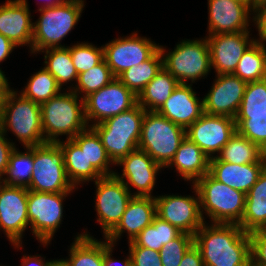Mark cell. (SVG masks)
Listing matches in <instances>:
<instances>
[{
  "mask_svg": "<svg viewBox=\"0 0 266 266\" xmlns=\"http://www.w3.org/2000/svg\"><path fill=\"white\" fill-rule=\"evenodd\" d=\"M133 266H163L159 251L141 246H129Z\"/></svg>",
  "mask_w": 266,
  "mask_h": 266,
  "instance_id": "7bdbcfd3",
  "label": "cell"
},
{
  "mask_svg": "<svg viewBox=\"0 0 266 266\" xmlns=\"http://www.w3.org/2000/svg\"><path fill=\"white\" fill-rule=\"evenodd\" d=\"M238 225L247 233L266 230V168L246 194L244 213Z\"/></svg>",
  "mask_w": 266,
  "mask_h": 266,
  "instance_id": "484cf974",
  "label": "cell"
},
{
  "mask_svg": "<svg viewBox=\"0 0 266 266\" xmlns=\"http://www.w3.org/2000/svg\"><path fill=\"white\" fill-rule=\"evenodd\" d=\"M9 87L8 80L0 69V102L6 98L8 92L11 90Z\"/></svg>",
  "mask_w": 266,
  "mask_h": 266,
  "instance_id": "816d5d0a",
  "label": "cell"
},
{
  "mask_svg": "<svg viewBox=\"0 0 266 266\" xmlns=\"http://www.w3.org/2000/svg\"><path fill=\"white\" fill-rule=\"evenodd\" d=\"M73 140L79 147H85L88 165H93L103 176L114 175L115 172L109 169L110 163H113L109 159L99 135L92 127H87Z\"/></svg>",
  "mask_w": 266,
  "mask_h": 266,
  "instance_id": "d6a6232c",
  "label": "cell"
},
{
  "mask_svg": "<svg viewBox=\"0 0 266 266\" xmlns=\"http://www.w3.org/2000/svg\"><path fill=\"white\" fill-rule=\"evenodd\" d=\"M179 266H204L201 252L195 244L187 250Z\"/></svg>",
  "mask_w": 266,
  "mask_h": 266,
  "instance_id": "7dc6e473",
  "label": "cell"
},
{
  "mask_svg": "<svg viewBox=\"0 0 266 266\" xmlns=\"http://www.w3.org/2000/svg\"><path fill=\"white\" fill-rule=\"evenodd\" d=\"M241 80L253 82L266 77V47L264 43L255 41L239 60L233 73Z\"/></svg>",
  "mask_w": 266,
  "mask_h": 266,
  "instance_id": "836d02e7",
  "label": "cell"
},
{
  "mask_svg": "<svg viewBox=\"0 0 266 266\" xmlns=\"http://www.w3.org/2000/svg\"><path fill=\"white\" fill-rule=\"evenodd\" d=\"M198 192L200 209L212 223L239 224L245 208L246 194L214 179L209 173L193 184Z\"/></svg>",
  "mask_w": 266,
  "mask_h": 266,
  "instance_id": "8992f818",
  "label": "cell"
},
{
  "mask_svg": "<svg viewBox=\"0 0 266 266\" xmlns=\"http://www.w3.org/2000/svg\"><path fill=\"white\" fill-rule=\"evenodd\" d=\"M41 256H26L24 255L21 263V266H49L51 261L44 262Z\"/></svg>",
  "mask_w": 266,
  "mask_h": 266,
  "instance_id": "f907efd6",
  "label": "cell"
},
{
  "mask_svg": "<svg viewBox=\"0 0 266 266\" xmlns=\"http://www.w3.org/2000/svg\"><path fill=\"white\" fill-rule=\"evenodd\" d=\"M163 56V67L179 81L187 84V80L195 82L207 76L211 67L210 50L207 39L183 40L176 45L172 52L164 53L165 49L159 46ZM166 54V55H165Z\"/></svg>",
  "mask_w": 266,
  "mask_h": 266,
  "instance_id": "9c48e42d",
  "label": "cell"
},
{
  "mask_svg": "<svg viewBox=\"0 0 266 266\" xmlns=\"http://www.w3.org/2000/svg\"><path fill=\"white\" fill-rule=\"evenodd\" d=\"M236 1L245 4L250 10H252V0H236Z\"/></svg>",
  "mask_w": 266,
  "mask_h": 266,
  "instance_id": "11a10c76",
  "label": "cell"
},
{
  "mask_svg": "<svg viewBox=\"0 0 266 266\" xmlns=\"http://www.w3.org/2000/svg\"><path fill=\"white\" fill-rule=\"evenodd\" d=\"M157 112L186 130L204 114L203 99L196 97L192 84H179Z\"/></svg>",
  "mask_w": 266,
  "mask_h": 266,
  "instance_id": "44dd1931",
  "label": "cell"
},
{
  "mask_svg": "<svg viewBox=\"0 0 266 266\" xmlns=\"http://www.w3.org/2000/svg\"><path fill=\"white\" fill-rule=\"evenodd\" d=\"M94 182L97 188V222L101 224L106 237L120 222L133 195L115 175L103 176Z\"/></svg>",
  "mask_w": 266,
  "mask_h": 266,
  "instance_id": "7c38bea8",
  "label": "cell"
},
{
  "mask_svg": "<svg viewBox=\"0 0 266 266\" xmlns=\"http://www.w3.org/2000/svg\"><path fill=\"white\" fill-rule=\"evenodd\" d=\"M33 163L30 191L49 193H71L76 189L70 182L64 153L58 143L46 142L33 146Z\"/></svg>",
  "mask_w": 266,
  "mask_h": 266,
  "instance_id": "ba28073f",
  "label": "cell"
},
{
  "mask_svg": "<svg viewBox=\"0 0 266 266\" xmlns=\"http://www.w3.org/2000/svg\"><path fill=\"white\" fill-rule=\"evenodd\" d=\"M193 244L194 236L185 232L164 244L159 251L162 265L179 266L185 253Z\"/></svg>",
  "mask_w": 266,
  "mask_h": 266,
  "instance_id": "b9f144b4",
  "label": "cell"
},
{
  "mask_svg": "<svg viewBox=\"0 0 266 266\" xmlns=\"http://www.w3.org/2000/svg\"><path fill=\"white\" fill-rule=\"evenodd\" d=\"M163 68V56L158 49L148 60L125 70L117 78L136 96Z\"/></svg>",
  "mask_w": 266,
  "mask_h": 266,
  "instance_id": "4dcf8cb0",
  "label": "cell"
},
{
  "mask_svg": "<svg viewBox=\"0 0 266 266\" xmlns=\"http://www.w3.org/2000/svg\"><path fill=\"white\" fill-rule=\"evenodd\" d=\"M1 178H3V177H0V186L3 184V181H1L3 179H1Z\"/></svg>",
  "mask_w": 266,
  "mask_h": 266,
  "instance_id": "6f0895ef",
  "label": "cell"
},
{
  "mask_svg": "<svg viewBox=\"0 0 266 266\" xmlns=\"http://www.w3.org/2000/svg\"><path fill=\"white\" fill-rule=\"evenodd\" d=\"M69 193L35 192L28 190V219L32 233L43 245L50 243L60 226L63 200Z\"/></svg>",
  "mask_w": 266,
  "mask_h": 266,
  "instance_id": "30bf717a",
  "label": "cell"
},
{
  "mask_svg": "<svg viewBox=\"0 0 266 266\" xmlns=\"http://www.w3.org/2000/svg\"><path fill=\"white\" fill-rule=\"evenodd\" d=\"M209 160L208 156L194 142L185 137L166 168L174 165L185 180H193L194 184L209 173Z\"/></svg>",
  "mask_w": 266,
  "mask_h": 266,
  "instance_id": "d4e9b609",
  "label": "cell"
},
{
  "mask_svg": "<svg viewBox=\"0 0 266 266\" xmlns=\"http://www.w3.org/2000/svg\"><path fill=\"white\" fill-rule=\"evenodd\" d=\"M4 136L5 134L0 130V177L6 173L9 156L15 148L14 143L9 142Z\"/></svg>",
  "mask_w": 266,
  "mask_h": 266,
  "instance_id": "f6af8a7d",
  "label": "cell"
},
{
  "mask_svg": "<svg viewBox=\"0 0 266 266\" xmlns=\"http://www.w3.org/2000/svg\"><path fill=\"white\" fill-rule=\"evenodd\" d=\"M70 54L78 74L90 70L104 60L103 46L97 48L83 42L70 47Z\"/></svg>",
  "mask_w": 266,
  "mask_h": 266,
  "instance_id": "60d3db41",
  "label": "cell"
},
{
  "mask_svg": "<svg viewBox=\"0 0 266 266\" xmlns=\"http://www.w3.org/2000/svg\"><path fill=\"white\" fill-rule=\"evenodd\" d=\"M15 47L17 45L0 33V62L4 61Z\"/></svg>",
  "mask_w": 266,
  "mask_h": 266,
  "instance_id": "681fc988",
  "label": "cell"
},
{
  "mask_svg": "<svg viewBox=\"0 0 266 266\" xmlns=\"http://www.w3.org/2000/svg\"><path fill=\"white\" fill-rule=\"evenodd\" d=\"M57 143L63 150L66 173L74 187L81 182L96 181L103 177L93 165H88L85 147H79L73 139Z\"/></svg>",
  "mask_w": 266,
  "mask_h": 266,
  "instance_id": "4316f807",
  "label": "cell"
},
{
  "mask_svg": "<svg viewBox=\"0 0 266 266\" xmlns=\"http://www.w3.org/2000/svg\"><path fill=\"white\" fill-rule=\"evenodd\" d=\"M266 163L232 164L221 160H209V174L217 181L247 194L257 182Z\"/></svg>",
  "mask_w": 266,
  "mask_h": 266,
  "instance_id": "cb8c5ba5",
  "label": "cell"
},
{
  "mask_svg": "<svg viewBox=\"0 0 266 266\" xmlns=\"http://www.w3.org/2000/svg\"><path fill=\"white\" fill-rule=\"evenodd\" d=\"M117 165L123 166V174L119 176L115 172L114 175L123 181L129 191V184L138 190L133 193V196L152 197L151 191L155 186L156 175L163 168L161 165L156 163L144 150L139 148L122 158ZM124 178L126 179L124 180Z\"/></svg>",
  "mask_w": 266,
  "mask_h": 266,
  "instance_id": "d6986e66",
  "label": "cell"
},
{
  "mask_svg": "<svg viewBox=\"0 0 266 266\" xmlns=\"http://www.w3.org/2000/svg\"><path fill=\"white\" fill-rule=\"evenodd\" d=\"M185 137L186 130L181 126L157 111H145L138 148L166 167Z\"/></svg>",
  "mask_w": 266,
  "mask_h": 266,
  "instance_id": "52a82bcc",
  "label": "cell"
},
{
  "mask_svg": "<svg viewBox=\"0 0 266 266\" xmlns=\"http://www.w3.org/2000/svg\"><path fill=\"white\" fill-rule=\"evenodd\" d=\"M83 100L87 125L89 121H92L91 119L94 120V124H99L115 115L130 110L137 104V96L117 77Z\"/></svg>",
  "mask_w": 266,
  "mask_h": 266,
  "instance_id": "8fae6325",
  "label": "cell"
},
{
  "mask_svg": "<svg viewBox=\"0 0 266 266\" xmlns=\"http://www.w3.org/2000/svg\"><path fill=\"white\" fill-rule=\"evenodd\" d=\"M59 93L50 100L40 104L41 124L45 143H57V137L68 135L67 139H73L88 125L84 114V100L73 92Z\"/></svg>",
  "mask_w": 266,
  "mask_h": 266,
  "instance_id": "3957f363",
  "label": "cell"
},
{
  "mask_svg": "<svg viewBox=\"0 0 266 266\" xmlns=\"http://www.w3.org/2000/svg\"><path fill=\"white\" fill-rule=\"evenodd\" d=\"M236 132L266 153V113L236 115Z\"/></svg>",
  "mask_w": 266,
  "mask_h": 266,
  "instance_id": "f35d334b",
  "label": "cell"
},
{
  "mask_svg": "<svg viewBox=\"0 0 266 266\" xmlns=\"http://www.w3.org/2000/svg\"><path fill=\"white\" fill-rule=\"evenodd\" d=\"M8 129L25 148L45 143L40 104L10 90L0 104V130L6 134Z\"/></svg>",
  "mask_w": 266,
  "mask_h": 266,
  "instance_id": "5b68a950",
  "label": "cell"
},
{
  "mask_svg": "<svg viewBox=\"0 0 266 266\" xmlns=\"http://www.w3.org/2000/svg\"><path fill=\"white\" fill-rule=\"evenodd\" d=\"M253 12L255 14L253 21H255L260 37L259 41H256L263 43L266 41V3L256 6Z\"/></svg>",
  "mask_w": 266,
  "mask_h": 266,
  "instance_id": "bcb514c9",
  "label": "cell"
},
{
  "mask_svg": "<svg viewBox=\"0 0 266 266\" xmlns=\"http://www.w3.org/2000/svg\"><path fill=\"white\" fill-rule=\"evenodd\" d=\"M74 241L70 258L66 259L69 266H104L105 241H97L86 232L76 236Z\"/></svg>",
  "mask_w": 266,
  "mask_h": 266,
  "instance_id": "f546056e",
  "label": "cell"
},
{
  "mask_svg": "<svg viewBox=\"0 0 266 266\" xmlns=\"http://www.w3.org/2000/svg\"><path fill=\"white\" fill-rule=\"evenodd\" d=\"M49 266H69L66 260H52Z\"/></svg>",
  "mask_w": 266,
  "mask_h": 266,
  "instance_id": "f5cc1de1",
  "label": "cell"
},
{
  "mask_svg": "<svg viewBox=\"0 0 266 266\" xmlns=\"http://www.w3.org/2000/svg\"><path fill=\"white\" fill-rule=\"evenodd\" d=\"M114 245L109 243L107 240H105V252L103 253V262L104 266H133L132 259L129 253V256L126 258V260L120 262L119 260L113 259L112 256V248ZM121 263V264H120ZM120 264V265H118Z\"/></svg>",
  "mask_w": 266,
  "mask_h": 266,
  "instance_id": "c3c4849f",
  "label": "cell"
},
{
  "mask_svg": "<svg viewBox=\"0 0 266 266\" xmlns=\"http://www.w3.org/2000/svg\"><path fill=\"white\" fill-rule=\"evenodd\" d=\"M181 233L177 227L155 216L152 223L128 243L129 246H141L160 251L164 244L177 238Z\"/></svg>",
  "mask_w": 266,
  "mask_h": 266,
  "instance_id": "1f68e13d",
  "label": "cell"
},
{
  "mask_svg": "<svg viewBox=\"0 0 266 266\" xmlns=\"http://www.w3.org/2000/svg\"><path fill=\"white\" fill-rule=\"evenodd\" d=\"M155 216L156 203L154 197L133 196L120 222L104 239L114 245V242L121 238V234L127 231L129 235L128 242L133 241L144 228L152 223Z\"/></svg>",
  "mask_w": 266,
  "mask_h": 266,
  "instance_id": "603a6c76",
  "label": "cell"
},
{
  "mask_svg": "<svg viewBox=\"0 0 266 266\" xmlns=\"http://www.w3.org/2000/svg\"><path fill=\"white\" fill-rule=\"evenodd\" d=\"M145 111L137 103L130 110L115 115L102 123L88 125L99 135L106 153L114 165L138 148Z\"/></svg>",
  "mask_w": 266,
  "mask_h": 266,
  "instance_id": "277c9868",
  "label": "cell"
},
{
  "mask_svg": "<svg viewBox=\"0 0 266 266\" xmlns=\"http://www.w3.org/2000/svg\"><path fill=\"white\" fill-rule=\"evenodd\" d=\"M235 133L234 118L206 113L186 129V137L194 142L209 159L214 157L215 152L219 153Z\"/></svg>",
  "mask_w": 266,
  "mask_h": 266,
  "instance_id": "2e32d148",
  "label": "cell"
},
{
  "mask_svg": "<svg viewBox=\"0 0 266 266\" xmlns=\"http://www.w3.org/2000/svg\"><path fill=\"white\" fill-rule=\"evenodd\" d=\"M209 35L248 31L249 13L245 4L236 0H208Z\"/></svg>",
  "mask_w": 266,
  "mask_h": 266,
  "instance_id": "ffe728a7",
  "label": "cell"
},
{
  "mask_svg": "<svg viewBox=\"0 0 266 266\" xmlns=\"http://www.w3.org/2000/svg\"><path fill=\"white\" fill-rule=\"evenodd\" d=\"M158 49L159 44L146 37H139L135 32L131 36L116 38L105 44L104 60L113 76L118 77L125 70L148 60Z\"/></svg>",
  "mask_w": 266,
  "mask_h": 266,
  "instance_id": "9a60e30c",
  "label": "cell"
},
{
  "mask_svg": "<svg viewBox=\"0 0 266 266\" xmlns=\"http://www.w3.org/2000/svg\"><path fill=\"white\" fill-rule=\"evenodd\" d=\"M251 240V261L258 266H266V230L249 233Z\"/></svg>",
  "mask_w": 266,
  "mask_h": 266,
  "instance_id": "ee69618b",
  "label": "cell"
},
{
  "mask_svg": "<svg viewBox=\"0 0 266 266\" xmlns=\"http://www.w3.org/2000/svg\"><path fill=\"white\" fill-rule=\"evenodd\" d=\"M61 92V87L56 79L42 68L30 78L21 94L33 102L42 104Z\"/></svg>",
  "mask_w": 266,
  "mask_h": 266,
  "instance_id": "8d00e7d4",
  "label": "cell"
},
{
  "mask_svg": "<svg viewBox=\"0 0 266 266\" xmlns=\"http://www.w3.org/2000/svg\"><path fill=\"white\" fill-rule=\"evenodd\" d=\"M27 0H8L0 6V33L17 46L32 47L33 23Z\"/></svg>",
  "mask_w": 266,
  "mask_h": 266,
  "instance_id": "7402d4cb",
  "label": "cell"
},
{
  "mask_svg": "<svg viewBox=\"0 0 266 266\" xmlns=\"http://www.w3.org/2000/svg\"><path fill=\"white\" fill-rule=\"evenodd\" d=\"M46 50V51H45ZM45 52V69L56 79L62 88L64 83L78 80V73L72 63L70 47L48 48Z\"/></svg>",
  "mask_w": 266,
  "mask_h": 266,
  "instance_id": "e575fe53",
  "label": "cell"
},
{
  "mask_svg": "<svg viewBox=\"0 0 266 266\" xmlns=\"http://www.w3.org/2000/svg\"><path fill=\"white\" fill-rule=\"evenodd\" d=\"M247 82L234 74H219L203 98L204 113L235 118L245 92Z\"/></svg>",
  "mask_w": 266,
  "mask_h": 266,
  "instance_id": "e0dca14e",
  "label": "cell"
},
{
  "mask_svg": "<svg viewBox=\"0 0 266 266\" xmlns=\"http://www.w3.org/2000/svg\"><path fill=\"white\" fill-rule=\"evenodd\" d=\"M210 160H221L239 165L266 163V153L255 143L236 132L220 150L219 155L210 158Z\"/></svg>",
  "mask_w": 266,
  "mask_h": 266,
  "instance_id": "f1b7e54d",
  "label": "cell"
},
{
  "mask_svg": "<svg viewBox=\"0 0 266 266\" xmlns=\"http://www.w3.org/2000/svg\"><path fill=\"white\" fill-rule=\"evenodd\" d=\"M115 77L105 60L88 71L78 74L77 86L72 91L77 95L84 93L81 99L109 84ZM75 89V90H74Z\"/></svg>",
  "mask_w": 266,
  "mask_h": 266,
  "instance_id": "74e56055",
  "label": "cell"
},
{
  "mask_svg": "<svg viewBox=\"0 0 266 266\" xmlns=\"http://www.w3.org/2000/svg\"><path fill=\"white\" fill-rule=\"evenodd\" d=\"M263 3H266V0H252V12L256 6Z\"/></svg>",
  "mask_w": 266,
  "mask_h": 266,
  "instance_id": "db71d44e",
  "label": "cell"
},
{
  "mask_svg": "<svg viewBox=\"0 0 266 266\" xmlns=\"http://www.w3.org/2000/svg\"><path fill=\"white\" fill-rule=\"evenodd\" d=\"M83 7V0H50L41 5V16L33 23L31 53L65 47L60 41L75 27Z\"/></svg>",
  "mask_w": 266,
  "mask_h": 266,
  "instance_id": "7a4b0ae2",
  "label": "cell"
},
{
  "mask_svg": "<svg viewBox=\"0 0 266 266\" xmlns=\"http://www.w3.org/2000/svg\"><path fill=\"white\" fill-rule=\"evenodd\" d=\"M197 198L194 196L162 195L154 196L156 216L177 227L181 232L191 235L206 223L203 210L200 209V200L196 187L193 185Z\"/></svg>",
  "mask_w": 266,
  "mask_h": 266,
  "instance_id": "4fadbf2b",
  "label": "cell"
},
{
  "mask_svg": "<svg viewBox=\"0 0 266 266\" xmlns=\"http://www.w3.org/2000/svg\"><path fill=\"white\" fill-rule=\"evenodd\" d=\"M266 113V79L247 82L237 115Z\"/></svg>",
  "mask_w": 266,
  "mask_h": 266,
  "instance_id": "ab89813d",
  "label": "cell"
},
{
  "mask_svg": "<svg viewBox=\"0 0 266 266\" xmlns=\"http://www.w3.org/2000/svg\"><path fill=\"white\" fill-rule=\"evenodd\" d=\"M204 266H249L251 240L238 224L205 223L194 235Z\"/></svg>",
  "mask_w": 266,
  "mask_h": 266,
  "instance_id": "6da1fadb",
  "label": "cell"
},
{
  "mask_svg": "<svg viewBox=\"0 0 266 266\" xmlns=\"http://www.w3.org/2000/svg\"><path fill=\"white\" fill-rule=\"evenodd\" d=\"M26 153H21L14 148L9 156L8 167L3 178V184L28 187L31 182L33 163V147H26Z\"/></svg>",
  "mask_w": 266,
  "mask_h": 266,
  "instance_id": "d590c367",
  "label": "cell"
},
{
  "mask_svg": "<svg viewBox=\"0 0 266 266\" xmlns=\"http://www.w3.org/2000/svg\"><path fill=\"white\" fill-rule=\"evenodd\" d=\"M249 266H258V265L254 264L252 261H250Z\"/></svg>",
  "mask_w": 266,
  "mask_h": 266,
  "instance_id": "9f6ffc18",
  "label": "cell"
},
{
  "mask_svg": "<svg viewBox=\"0 0 266 266\" xmlns=\"http://www.w3.org/2000/svg\"><path fill=\"white\" fill-rule=\"evenodd\" d=\"M179 84L163 67L137 96V103L146 111H158Z\"/></svg>",
  "mask_w": 266,
  "mask_h": 266,
  "instance_id": "83f0119b",
  "label": "cell"
},
{
  "mask_svg": "<svg viewBox=\"0 0 266 266\" xmlns=\"http://www.w3.org/2000/svg\"><path fill=\"white\" fill-rule=\"evenodd\" d=\"M27 202V187L6 184L0 186V228L17 248H21L23 232L30 225Z\"/></svg>",
  "mask_w": 266,
  "mask_h": 266,
  "instance_id": "5bb4252c",
  "label": "cell"
},
{
  "mask_svg": "<svg viewBox=\"0 0 266 266\" xmlns=\"http://www.w3.org/2000/svg\"><path fill=\"white\" fill-rule=\"evenodd\" d=\"M211 67L219 74H233L239 60L248 48L256 41L249 38V31L215 34L206 37Z\"/></svg>",
  "mask_w": 266,
  "mask_h": 266,
  "instance_id": "ac0fdd59",
  "label": "cell"
}]
</instances>
